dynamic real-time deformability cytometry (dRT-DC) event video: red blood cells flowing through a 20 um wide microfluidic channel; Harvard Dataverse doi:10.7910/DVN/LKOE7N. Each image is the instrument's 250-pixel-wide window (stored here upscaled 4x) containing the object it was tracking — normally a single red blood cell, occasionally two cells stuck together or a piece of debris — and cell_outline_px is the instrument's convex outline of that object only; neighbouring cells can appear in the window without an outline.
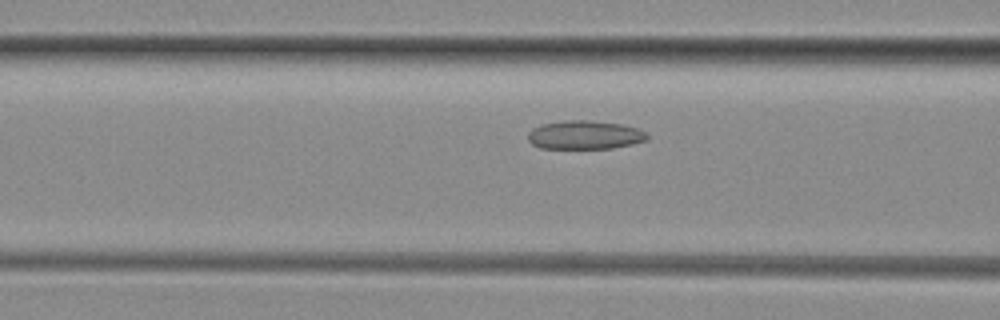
{"species": "common noctule bat (a hibernating species)", "species_latin": "Nyctalus noctula", "temperature_condition": "room temperature", "stored_images_in_passage": 21, "camera_frame_rate_fps": 3000, "um_per_image_px": 0.085, "animal": {"sex": "female", "body_mass_g": 29.2, "forearm_length_mm": 56.3}, "frame": {"image": 1, "passage_image": 7, "time_ms": 2.0, "image_size_px": [1000, 320], "cell_outline_px": [[648, 140], [632, 144], [612, 148], [540, 148], [532, 144], [528, 140], [528, 132], [532, 128], [540, 124], [564, 120], [588, 120], [620, 124], [640, 128], [648, 132]], "centroid_in_image_um": [49.72, 11.46], "position_along_channel_um": 116.9, "area_um2": 20.11}}
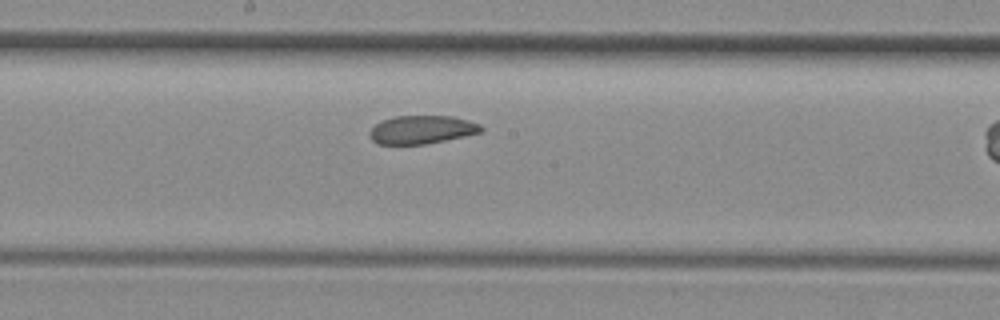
{"frame": {"image": 2, "passage_image": 14, "time_ms": 4.333, "image_size_px": [1000, 320], "cell_outline_px": [[484, 128], [480, 132], [464, 136], [424, 144], [376, 144], [372, 140], [368, 132], [376, 124], [384, 120], [396, 116], [452, 116], [468, 120], [480, 124]], "centroid_in_image_um": [35.84, 11.02], "position_along_channel_um": 212.4, "area_um2": 18.21}}
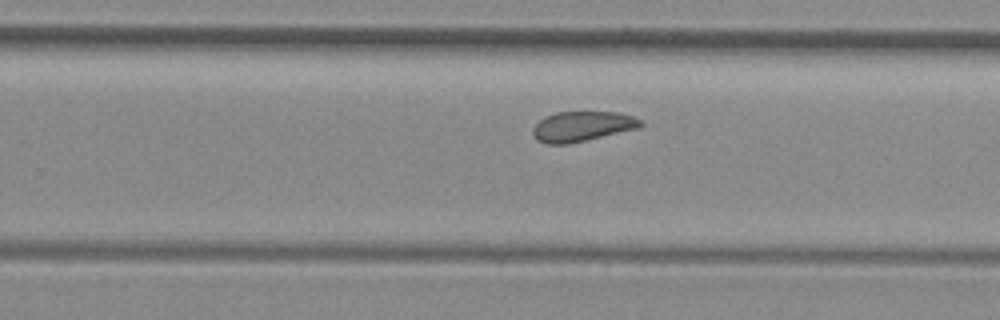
{"frame": {"image": 3, "passage_image": 19, "time_ms": 6.0, "image_size_px": [1000, 320], "cell_outline_px": [[644, 124], [640, 128], [568, 144], [548, 144], [536, 140], [532, 132], [532, 128], [544, 116], [556, 112], [620, 112], [632, 116], [640, 120]], "centroid_in_image_um": [49.48, 10.74], "position_along_channel_um": 280.3, "area_um2": 18.96}}